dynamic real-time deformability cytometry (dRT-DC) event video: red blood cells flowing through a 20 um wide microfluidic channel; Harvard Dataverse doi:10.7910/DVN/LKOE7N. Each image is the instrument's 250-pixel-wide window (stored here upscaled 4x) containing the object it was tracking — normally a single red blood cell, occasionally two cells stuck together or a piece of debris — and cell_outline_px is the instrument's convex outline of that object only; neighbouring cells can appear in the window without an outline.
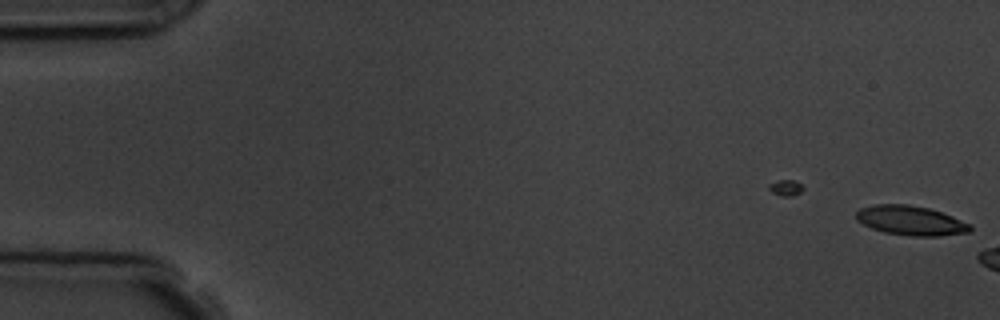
{"species": "common noctule bat (a hibernating species)", "species_latin": "Nyctalus noctula", "temperature_condition": "room temperature", "stored_images_in_passage": 2, "camera_frame_rate_fps": 3000, "um_per_image_px": 0.085, "animal": {"sex": "male", "body_mass_g": 19.5, "forearm_length_mm": 54.6}, "frame": {"image": 1, "passage_image": 2, "time_ms": 1.0, "image_size_px": [1000, 320], "cell_outline_px": [[972, 228], [968, 232], [936, 236], [912, 236], [884, 232], [872, 228], [856, 220], [856, 212], [860, 208], [872, 204], [908, 204], [928, 208], [952, 216], [972, 224]], "centroid_in_image_um": [77.4, 18.74], "position_along_channel_um": 7.6, "area_um2": 19.54}}